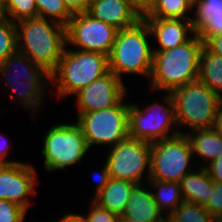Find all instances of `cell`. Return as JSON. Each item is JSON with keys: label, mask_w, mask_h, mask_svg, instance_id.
Listing matches in <instances>:
<instances>
[{"label": "cell", "mask_w": 222, "mask_h": 222, "mask_svg": "<svg viewBox=\"0 0 222 222\" xmlns=\"http://www.w3.org/2000/svg\"><path fill=\"white\" fill-rule=\"evenodd\" d=\"M204 46L212 53L222 57V34L209 37Z\"/></svg>", "instance_id": "e575fe53"}, {"label": "cell", "mask_w": 222, "mask_h": 222, "mask_svg": "<svg viewBox=\"0 0 222 222\" xmlns=\"http://www.w3.org/2000/svg\"><path fill=\"white\" fill-rule=\"evenodd\" d=\"M0 75L5 79L4 85L10 90V96L13 94L12 97L17 99L22 107L31 108L35 115L34 111L43 105L44 93H47L45 90L48 86L46 79L50 82V73L16 50L0 64Z\"/></svg>", "instance_id": "3957f363"}, {"label": "cell", "mask_w": 222, "mask_h": 222, "mask_svg": "<svg viewBox=\"0 0 222 222\" xmlns=\"http://www.w3.org/2000/svg\"><path fill=\"white\" fill-rule=\"evenodd\" d=\"M193 5L188 0H156L151 12L144 18L191 19Z\"/></svg>", "instance_id": "cb8c5ba5"}, {"label": "cell", "mask_w": 222, "mask_h": 222, "mask_svg": "<svg viewBox=\"0 0 222 222\" xmlns=\"http://www.w3.org/2000/svg\"><path fill=\"white\" fill-rule=\"evenodd\" d=\"M192 5L196 4L199 0H188Z\"/></svg>", "instance_id": "7bdbcfd3"}, {"label": "cell", "mask_w": 222, "mask_h": 222, "mask_svg": "<svg viewBox=\"0 0 222 222\" xmlns=\"http://www.w3.org/2000/svg\"><path fill=\"white\" fill-rule=\"evenodd\" d=\"M8 150H10L8 140H7L6 137L1 135V133H0V166H4V165L11 164V163L19 162V161L7 160L6 156H8L7 155Z\"/></svg>", "instance_id": "d590c367"}, {"label": "cell", "mask_w": 222, "mask_h": 222, "mask_svg": "<svg viewBox=\"0 0 222 222\" xmlns=\"http://www.w3.org/2000/svg\"><path fill=\"white\" fill-rule=\"evenodd\" d=\"M214 129L222 136V106L220 107L219 112L217 114Z\"/></svg>", "instance_id": "f35d334b"}, {"label": "cell", "mask_w": 222, "mask_h": 222, "mask_svg": "<svg viewBox=\"0 0 222 222\" xmlns=\"http://www.w3.org/2000/svg\"><path fill=\"white\" fill-rule=\"evenodd\" d=\"M53 222V221H52ZM54 222H85L81 214L67 213L66 215Z\"/></svg>", "instance_id": "74e56055"}, {"label": "cell", "mask_w": 222, "mask_h": 222, "mask_svg": "<svg viewBox=\"0 0 222 222\" xmlns=\"http://www.w3.org/2000/svg\"><path fill=\"white\" fill-rule=\"evenodd\" d=\"M26 211L15 203L0 199V222H24Z\"/></svg>", "instance_id": "f1b7e54d"}, {"label": "cell", "mask_w": 222, "mask_h": 222, "mask_svg": "<svg viewBox=\"0 0 222 222\" xmlns=\"http://www.w3.org/2000/svg\"><path fill=\"white\" fill-rule=\"evenodd\" d=\"M198 80L222 97V57L205 46L200 56Z\"/></svg>", "instance_id": "7402d4cb"}, {"label": "cell", "mask_w": 222, "mask_h": 222, "mask_svg": "<svg viewBox=\"0 0 222 222\" xmlns=\"http://www.w3.org/2000/svg\"><path fill=\"white\" fill-rule=\"evenodd\" d=\"M36 173L33 165L20 161L0 166V199L15 203L27 212L28 196L36 193Z\"/></svg>", "instance_id": "5bb4252c"}, {"label": "cell", "mask_w": 222, "mask_h": 222, "mask_svg": "<svg viewBox=\"0 0 222 222\" xmlns=\"http://www.w3.org/2000/svg\"><path fill=\"white\" fill-rule=\"evenodd\" d=\"M4 3L7 18L14 22L38 17V8L35 0H6Z\"/></svg>", "instance_id": "83f0119b"}, {"label": "cell", "mask_w": 222, "mask_h": 222, "mask_svg": "<svg viewBox=\"0 0 222 222\" xmlns=\"http://www.w3.org/2000/svg\"><path fill=\"white\" fill-rule=\"evenodd\" d=\"M167 220L169 222H217L204 206L187 201L178 205Z\"/></svg>", "instance_id": "d4e9b609"}, {"label": "cell", "mask_w": 222, "mask_h": 222, "mask_svg": "<svg viewBox=\"0 0 222 222\" xmlns=\"http://www.w3.org/2000/svg\"><path fill=\"white\" fill-rule=\"evenodd\" d=\"M129 2L138 15L144 18L155 6L156 0H129Z\"/></svg>", "instance_id": "d6a6232c"}, {"label": "cell", "mask_w": 222, "mask_h": 222, "mask_svg": "<svg viewBox=\"0 0 222 222\" xmlns=\"http://www.w3.org/2000/svg\"><path fill=\"white\" fill-rule=\"evenodd\" d=\"M151 147L152 143L131 137L111 147L104 160L110 177L141 184L143 174L147 172L146 180L149 181Z\"/></svg>", "instance_id": "8fae6325"}, {"label": "cell", "mask_w": 222, "mask_h": 222, "mask_svg": "<svg viewBox=\"0 0 222 222\" xmlns=\"http://www.w3.org/2000/svg\"><path fill=\"white\" fill-rule=\"evenodd\" d=\"M17 50V27L16 23L6 19L0 23V64Z\"/></svg>", "instance_id": "4316f807"}, {"label": "cell", "mask_w": 222, "mask_h": 222, "mask_svg": "<svg viewBox=\"0 0 222 222\" xmlns=\"http://www.w3.org/2000/svg\"><path fill=\"white\" fill-rule=\"evenodd\" d=\"M204 42L193 34L185 43L164 51H153L150 88L170 93L198 80L200 56Z\"/></svg>", "instance_id": "6da1fadb"}, {"label": "cell", "mask_w": 222, "mask_h": 222, "mask_svg": "<svg viewBox=\"0 0 222 222\" xmlns=\"http://www.w3.org/2000/svg\"><path fill=\"white\" fill-rule=\"evenodd\" d=\"M7 19L5 11V3L3 0H0V23Z\"/></svg>", "instance_id": "ab89813d"}, {"label": "cell", "mask_w": 222, "mask_h": 222, "mask_svg": "<svg viewBox=\"0 0 222 222\" xmlns=\"http://www.w3.org/2000/svg\"><path fill=\"white\" fill-rule=\"evenodd\" d=\"M205 209L216 219L222 215V183L213 181V190Z\"/></svg>", "instance_id": "4dcf8cb0"}, {"label": "cell", "mask_w": 222, "mask_h": 222, "mask_svg": "<svg viewBox=\"0 0 222 222\" xmlns=\"http://www.w3.org/2000/svg\"><path fill=\"white\" fill-rule=\"evenodd\" d=\"M179 126L190 129L214 128L222 97L199 80L170 92Z\"/></svg>", "instance_id": "8992f818"}, {"label": "cell", "mask_w": 222, "mask_h": 222, "mask_svg": "<svg viewBox=\"0 0 222 222\" xmlns=\"http://www.w3.org/2000/svg\"><path fill=\"white\" fill-rule=\"evenodd\" d=\"M38 8V16L66 26L73 13L68 9L63 0H35Z\"/></svg>", "instance_id": "484cf974"}, {"label": "cell", "mask_w": 222, "mask_h": 222, "mask_svg": "<svg viewBox=\"0 0 222 222\" xmlns=\"http://www.w3.org/2000/svg\"><path fill=\"white\" fill-rule=\"evenodd\" d=\"M95 1H97V0H86V11H87V9H88V6H89L90 4H92L93 2H95Z\"/></svg>", "instance_id": "b9f144b4"}, {"label": "cell", "mask_w": 222, "mask_h": 222, "mask_svg": "<svg viewBox=\"0 0 222 222\" xmlns=\"http://www.w3.org/2000/svg\"><path fill=\"white\" fill-rule=\"evenodd\" d=\"M43 167L53 172L82 162L90 151L82 129L77 123L55 124L42 138Z\"/></svg>", "instance_id": "ba28073f"}, {"label": "cell", "mask_w": 222, "mask_h": 222, "mask_svg": "<svg viewBox=\"0 0 222 222\" xmlns=\"http://www.w3.org/2000/svg\"><path fill=\"white\" fill-rule=\"evenodd\" d=\"M137 184L110 178L107 185L94 195L93 201L104 209L122 216L133 188Z\"/></svg>", "instance_id": "d6986e66"}, {"label": "cell", "mask_w": 222, "mask_h": 222, "mask_svg": "<svg viewBox=\"0 0 222 222\" xmlns=\"http://www.w3.org/2000/svg\"><path fill=\"white\" fill-rule=\"evenodd\" d=\"M191 132L184 134L189 139L194 157L197 155L209 164L222 155V136L214 128L194 129Z\"/></svg>", "instance_id": "ffe728a7"}, {"label": "cell", "mask_w": 222, "mask_h": 222, "mask_svg": "<svg viewBox=\"0 0 222 222\" xmlns=\"http://www.w3.org/2000/svg\"><path fill=\"white\" fill-rule=\"evenodd\" d=\"M152 188L153 198L155 203L159 207L160 211L165 213L169 211L166 215L168 217L178 205H180L184 200L180 188V183L178 182H168L156 179H149L147 181ZM153 189L155 192H153Z\"/></svg>", "instance_id": "603a6c76"}, {"label": "cell", "mask_w": 222, "mask_h": 222, "mask_svg": "<svg viewBox=\"0 0 222 222\" xmlns=\"http://www.w3.org/2000/svg\"><path fill=\"white\" fill-rule=\"evenodd\" d=\"M144 185V186H143ZM166 213H162L155 203L152 191L143 184H137L129 197L125 211L120 217L142 222H165Z\"/></svg>", "instance_id": "ac0fdd59"}, {"label": "cell", "mask_w": 222, "mask_h": 222, "mask_svg": "<svg viewBox=\"0 0 222 222\" xmlns=\"http://www.w3.org/2000/svg\"><path fill=\"white\" fill-rule=\"evenodd\" d=\"M88 214L82 215L85 222H119L120 216L91 201Z\"/></svg>", "instance_id": "f546056e"}, {"label": "cell", "mask_w": 222, "mask_h": 222, "mask_svg": "<svg viewBox=\"0 0 222 222\" xmlns=\"http://www.w3.org/2000/svg\"><path fill=\"white\" fill-rule=\"evenodd\" d=\"M217 222H222V215L219 217V219L217 220Z\"/></svg>", "instance_id": "ee69618b"}, {"label": "cell", "mask_w": 222, "mask_h": 222, "mask_svg": "<svg viewBox=\"0 0 222 222\" xmlns=\"http://www.w3.org/2000/svg\"><path fill=\"white\" fill-rule=\"evenodd\" d=\"M108 71V56L65 48L57 68L50 74V83L56 86V96L61 99L74 95Z\"/></svg>", "instance_id": "5b68a950"}, {"label": "cell", "mask_w": 222, "mask_h": 222, "mask_svg": "<svg viewBox=\"0 0 222 222\" xmlns=\"http://www.w3.org/2000/svg\"><path fill=\"white\" fill-rule=\"evenodd\" d=\"M142 19L147 23L151 36L159 45L158 48H153V51L173 49L187 42L194 34L191 19ZM190 33L191 36L188 35Z\"/></svg>", "instance_id": "9a60e30c"}, {"label": "cell", "mask_w": 222, "mask_h": 222, "mask_svg": "<svg viewBox=\"0 0 222 222\" xmlns=\"http://www.w3.org/2000/svg\"><path fill=\"white\" fill-rule=\"evenodd\" d=\"M15 23L17 50L51 74L67 47L65 26L39 16Z\"/></svg>", "instance_id": "7a4b0ae2"}, {"label": "cell", "mask_w": 222, "mask_h": 222, "mask_svg": "<svg viewBox=\"0 0 222 222\" xmlns=\"http://www.w3.org/2000/svg\"><path fill=\"white\" fill-rule=\"evenodd\" d=\"M163 97L165 105L154 102L143 109L137 104L129 103V137L153 143L183 134L180 129L175 128L178 124L171 94L167 93Z\"/></svg>", "instance_id": "52a82bcc"}, {"label": "cell", "mask_w": 222, "mask_h": 222, "mask_svg": "<svg viewBox=\"0 0 222 222\" xmlns=\"http://www.w3.org/2000/svg\"><path fill=\"white\" fill-rule=\"evenodd\" d=\"M66 45H75L79 50L98 52L109 56L118 29L92 18L86 12L73 14L65 26Z\"/></svg>", "instance_id": "7c38bea8"}, {"label": "cell", "mask_w": 222, "mask_h": 222, "mask_svg": "<svg viewBox=\"0 0 222 222\" xmlns=\"http://www.w3.org/2000/svg\"><path fill=\"white\" fill-rule=\"evenodd\" d=\"M86 13L118 30L132 27L142 19L129 0H97L88 6Z\"/></svg>", "instance_id": "2e32d148"}, {"label": "cell", "mask_w": 222, "mask_h": 222, "mask_svg": "<svg viewBox=\"0 0 222 222\" xmlns=\"http://www.w3.org/2000/svg\"><path fill=\"white\" fill-rule=\"evenodd\" d=\"M93 181L97 182L96 188H95V195H97L109 182L110 180V173L108 171V167L106 163L103 165V168L101 171L94 172L93 175Z\"/></svg>", "instance_id": "836d02e7"}, {"label": "cell", "mask_w": 222, "mask_h": 222, "mask_svg": "<svg viewBox=\"0 0 222 222\" xmlns=\"http://www.w3.org/2000/svg\"><path fill=\"white\" fill-rule=\"evenodd\" d=\"M119 222H140V221L133 220V219H130V218H127V217H120Z\"/></svg>", "instance_id": "60d3db41"}, {"label": "cell", "mask_w": 222, "mask_h": 222, "mask_svg": "<svg viewBox=\"0 0 222 222\" xmlns=\"http://www.w3.org/2000/svg\"><path fill=\"white\" fill-rule=\"evenodd\" d=\"M126 86L111 70L80 89L76 96L78 113L109 109L126 97Z\"/></svg>", "instance_id": "4fadbf2b"}, {"label": "cell", "mask_w": 222, "mask_h": 222, "mask_svg": "<svg viewBox=\"0 0 222 222\" xmlns=\"http://www.w3.org/2000/svg\"><path fill=\"white\" fill-rule=\"evenodd\" d=\"M125 98L116 106L89 113H78L76 123L82 129L89 149L94 145H109L127 139L128 134V108ZM111 145V146H110Z\"/></svg>", "instance_id": "9c48e42d"}, {"label": "cell", "mask_w": 222, "mask_h": 222, "mask_svg": "<svg viewBox=\"0 0 222 222\" xmlns=\"http://www.w3.org/2000/svg\"><path fill=\"white\" fill-rule=\"evenodd\" d=\"M147 23L141 19L132 27L118 30L108 56L109 70L121 81L124 74L145 75L150 78L153 64V48Z\"/></svg>", "instance_id": "277c9868"}, {"label": "cell", "mask_w": 222, "mask_h": 222, "mask_svg": "<svg viewBox=\"0 0 222 222\" xmlns=\"http://www.w3.org/2000/svg\"><path fill=\"white\" fill-rule=\"evenodd\" d=\"M193 9V32L203 42L209 37L222 34V0H199Z\"/></svg>", "instance_id": "e0dca14e"}, {"label": "cell", "mask_w": 222, "mask_h": 222, "mask_svg": "<svg viewBox=\"0 0 222 222\" xmlns=\"http://www.w3.org/2000/svg\"><path fill=\"white\" fill-rule=\"evenodd\" d=\"M193 152L187 136L178 134L152 143L150 179L180 183L193 171Z\"/></svg>", "instance_id": "30bf717a"}, {"label": "cell", "mask_w": 222, "mask_h": 222, "mask_svg": "<svg viewBox=\"0 0 222 222\" xmlns=\"http://www.w3.org/2000/svg\"><path fill=\"white\" fill-rule=\"evenodd\" d=\"M180 188L184 201L205 206L213 190V180L205 167L200 166L198 171L194 168L182 178Z\"/></svg>", "instance_id": "44dd1931"}, {"label": "cell", "mask_w": 222, "mask_h": 222, "mask_svg": "<svg viewBox=\"0 0 222 222\" xmlns=\"http://www.w3.org/2000/svg\"><path fill=\"white\" fill-rule=\"evenodd\" d=\"M63 2L73 14L86 12V0H63Z\"/></svg>", "instance_id": "8d00e7d4"}, {"label": "cell", "mask_w": 222, "mask_h": 222, "mask_svg": "<svg viewBox=\"0 0 222 222\" xmlns=\"http://www.w3.org/2000/svg\"><path fill=\"white\" fill-rule=\"evenodd\" d=\"M214 182L222 183V155L211 163L202 165Z\"/></svg>", "instance_id": "1f68e13d"}]
</instances>
